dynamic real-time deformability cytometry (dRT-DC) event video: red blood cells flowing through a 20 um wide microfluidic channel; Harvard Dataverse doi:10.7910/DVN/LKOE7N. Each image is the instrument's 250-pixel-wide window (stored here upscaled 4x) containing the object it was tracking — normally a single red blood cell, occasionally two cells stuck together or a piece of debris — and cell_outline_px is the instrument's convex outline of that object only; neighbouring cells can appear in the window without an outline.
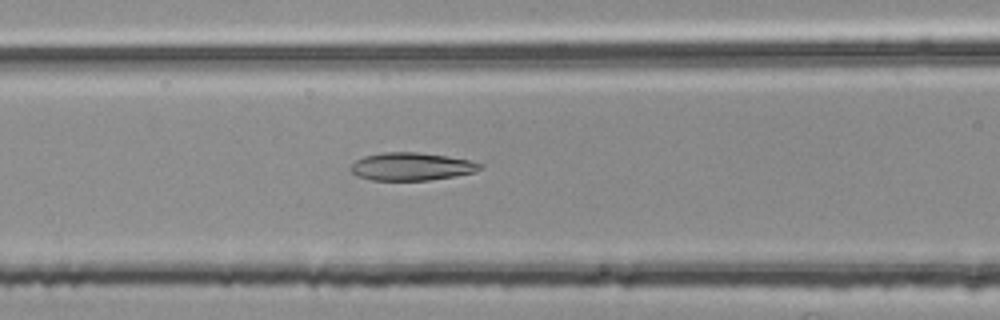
{"species": "common noctule bat (a hibernating species)", "species_latin": "Nyctalus noctula", "temperature_condition": "room temperature", "stored_images_in_passage": 44, "camera_frame_rate_fps": 3000, "um_per_image_px": 0.085, "animal": {"sex": "female", "body_mass_g": 25.1}, "frame": {"image": 1, "passage_image": 15, "time_ms": 4.667, "image_size_px": [1000, 320], "cell_outline_px": [[484, 164], [476, 172], [456, 176], [428, 180], [372, 180], [356, 176], [348, 168], [356, 160], [364, 156], [384, 152], [416, 152], [444, 156], [468, 160]], "centroid_in_image_um": [34.95, 14.16], "position_along_channel_um": 131.7, "area_um2": 20.92}}
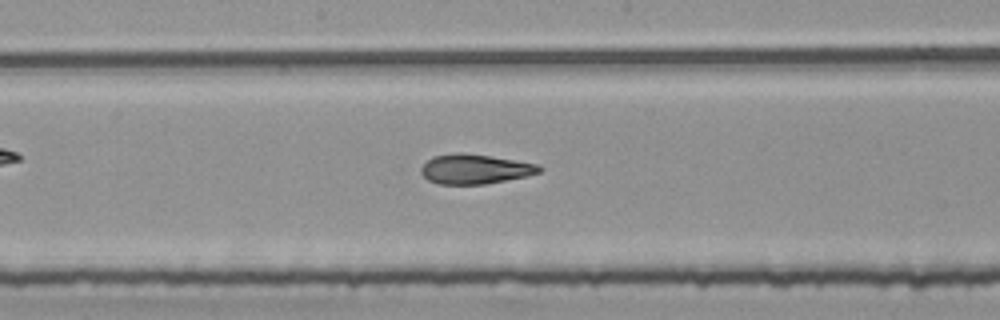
{"frame": {"image": 2, "passage_image": 21, "time_ms": 6.667, "image_size_px": [1000, 320], "cell_outline_px": [[544, 168], [540, 172], [528, 176], [484, 184], [440, 184], [428, 180], [420, 172], [420, 168], [432, 156], [456, 152], [460, 152], [492, 156], [540, 164]], "centroid_in_image_um": [40.4, 14.36], "position_along_channel_um": 207.8, "area_um2": 20.63}}
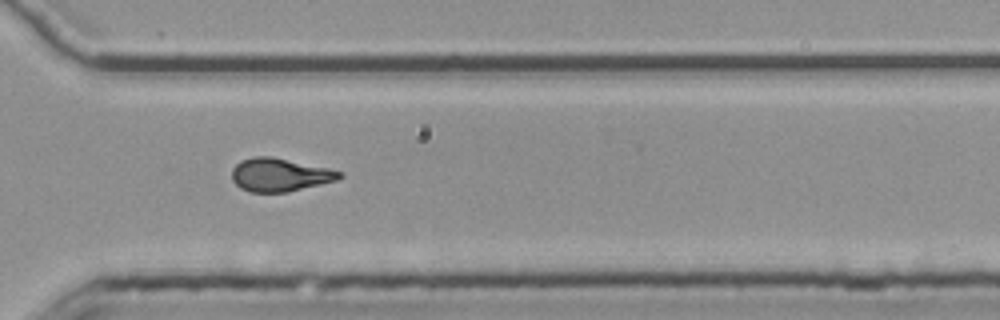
{"frame": {"image": 3, "passage_image": 32, "time_ms": 10.333, "image_size_px": [1000, 320], "cell_outline_px": [[344, 176], [336, 180], [320, 184], [284, 192], [252, 192], [240, 188], [232, 180], [232, 168], [240, 160], [252, 156], [272, 156], [328, 168], [340, 172]], "centroid_in_image_um": [23.73, 14.84], "position_along_channel_um": 346.9, "area_um2": 20.69}, "authors_computed_cell_mechanics": {"area_um2": 20.9525, "velocity_mm_per_s": 3.8003, "shape_relaxation_time_tau1_ms": null, "shape_relaxation_time_tau2_ms": 2.946, "deformation_change_tau1": null, "deformation_change_tau2": 0.1008}}